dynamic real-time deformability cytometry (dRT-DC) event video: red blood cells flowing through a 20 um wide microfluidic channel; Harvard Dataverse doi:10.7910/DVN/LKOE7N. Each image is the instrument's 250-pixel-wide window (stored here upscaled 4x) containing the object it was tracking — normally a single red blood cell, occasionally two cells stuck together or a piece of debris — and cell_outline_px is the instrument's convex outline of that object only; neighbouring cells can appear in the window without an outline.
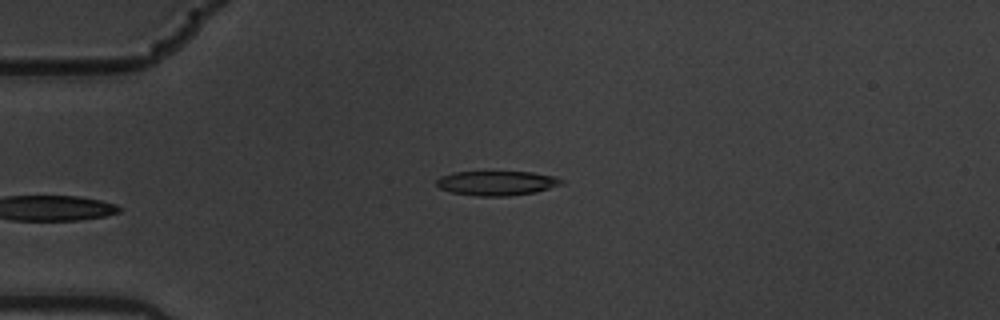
{"species": "common noctule bat (a hibernating species)", "species_latin": "Nyctalus noctula", "temperature_condition": "warm", "stored_images_in_passage": 3, "camera_frame_rate_fps": 3000, "um_per_image_px": 0.085, "animal": {"sex": "male", "body_mass_g": 19.5, "forearm_length_mm": 54.6}, "frame": {"image": 1, "passage_image": 3, "time_ms": 0.667, "image_size_px": [1000, 320], "cell_outline_px": [[564, 184], [536, 192], [508, 196], [476, 196], [452, 192], [440, 188], [436, 184], [436, 180], [440, 176], [452, 172], [532, 172], [556, 176], [564, 180]], "centroid_in_image_um": [42.25, 15.56], "position_along_channel_um": 42.7, "area_um2": 17.98}}